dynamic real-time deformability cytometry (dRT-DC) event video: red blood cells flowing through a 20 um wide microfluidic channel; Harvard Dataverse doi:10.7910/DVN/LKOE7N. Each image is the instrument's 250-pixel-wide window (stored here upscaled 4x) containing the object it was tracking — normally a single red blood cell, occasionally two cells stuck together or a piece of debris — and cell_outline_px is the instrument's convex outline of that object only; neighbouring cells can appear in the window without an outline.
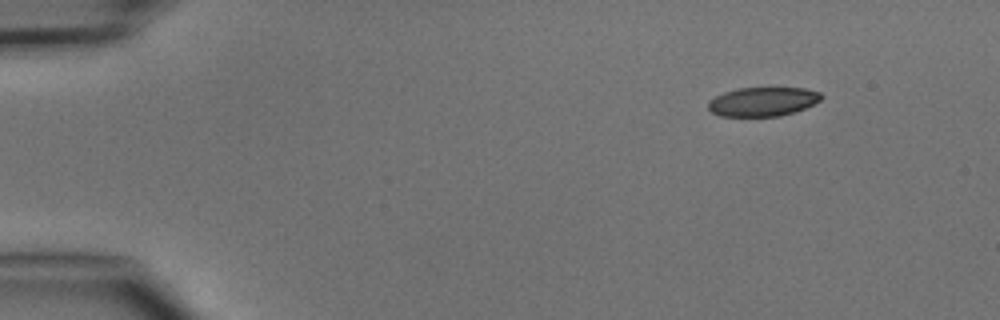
{"species": "common noctule bat (a hibernating species)", "species_latin": "Nyctalus noctula", "temperature_condition": "cold", "stored_images_in_passage": 4, "camera_frame_rate_fps": 3000, "um_per_image_px": 0.085, "animal": {"sex": "male", "body_mass_g": 15.6}, "frame": {"image": 1, "passage_image": 1, "time_ms": 0.0, "image_size_px": [1000, 320], "cell_outline_px": [[824, 96], [820, 100], [804, 108], [780, 116], [720, 116], [712, 112], [708, 108], [708, 104], [716, 96], [724, 92], [740, 88], [804, 88], [820, 92]], "centroid_in_image_um": [64.85, 8.64], "position_along_channel_um": 20.2, "area_um2": 18.9}}
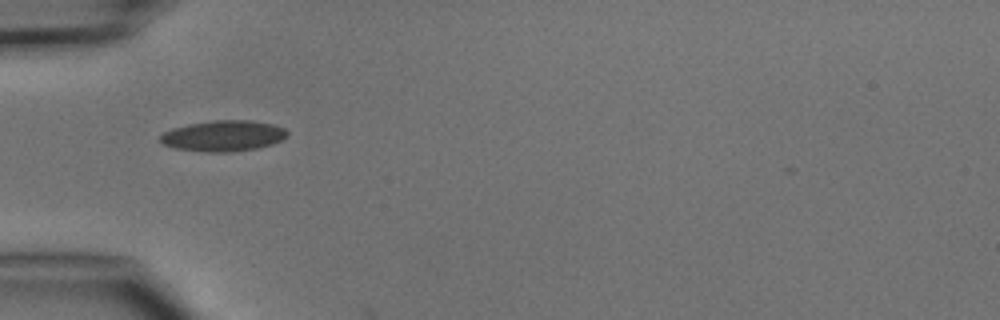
{"frame": {"image": 2, "passage_image": 4, "time_ms": 3.333, "image_size_px": [1000, 320], "cell_outline_px": [[288, 136], [272, 144], [256, 148], [232, 152], [204, 152], [176, 148], [164, 144], [160, 140], [160, 136], [164, 132], [172, 128], [188, 124], [212, 120], [252, 120], [272, 124], [284, 128], [288, 132]], "centroid_in_image_um": [18.99, 11.54], "position_along_channel_um": 66.0, "area_um2": 22.83}}